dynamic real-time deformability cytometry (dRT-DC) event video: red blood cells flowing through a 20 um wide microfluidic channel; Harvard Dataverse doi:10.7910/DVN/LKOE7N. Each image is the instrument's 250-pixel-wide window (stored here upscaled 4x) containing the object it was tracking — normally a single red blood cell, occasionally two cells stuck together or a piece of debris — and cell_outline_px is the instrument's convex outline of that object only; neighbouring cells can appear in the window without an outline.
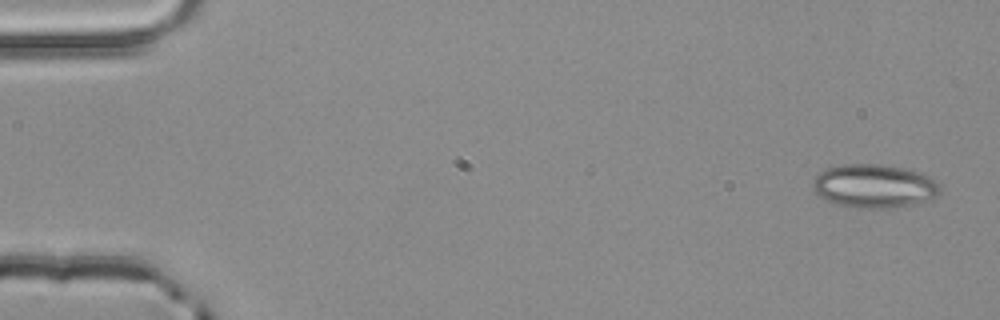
{"species": "common noctule bat (a hibernating species)", "species_latin": "Nyctalus noctula", "temperature_condition": "room temperature", "stored_images_in_passage": 4, "camera_frame_rate_fps": 3000, "um_per_image_px": 0.085, "animal": {"sex": "male", "body_mass_g": 20.4}, "frame": {"image": 1, "passage_image": 1, "time_ms": 0.0, "image_size_px": [1000, 320], "cell_outline_px": [[940, 192], [936, 196], [912, 204], [892, 208], [860, 208], [836, 204], [820, 196], [812, 188], [812, 184], [816, 176], [824, 168], [844, 164], [880, 164], [920, 172], [936, 180], [940, 184]], "centroid_in_image_um": [74.29, 15.81], "position_along_channel_um": 10.7, "area_um2": 32.14}}